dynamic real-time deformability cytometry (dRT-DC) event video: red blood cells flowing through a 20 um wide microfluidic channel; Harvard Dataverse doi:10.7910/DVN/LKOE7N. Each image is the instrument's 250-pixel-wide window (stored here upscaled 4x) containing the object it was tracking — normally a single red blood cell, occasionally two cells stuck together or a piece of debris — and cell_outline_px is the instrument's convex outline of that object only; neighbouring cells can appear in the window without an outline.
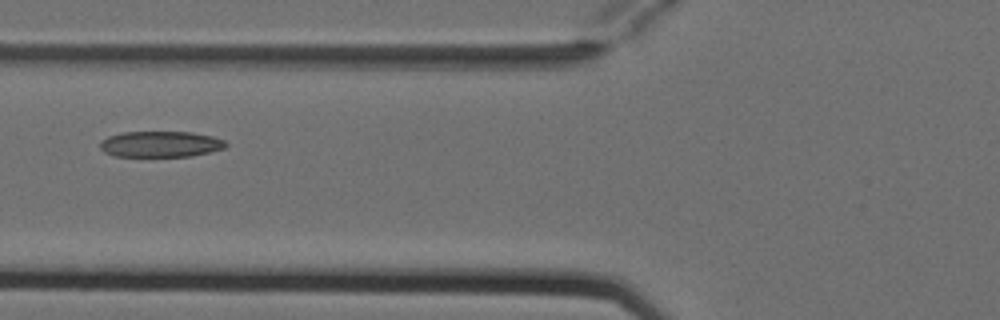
{"species": "Egyptian fruit bat (a non-hibernating species)", "species_latin": "Rousettus aegyptiacus", "temperature_condition": "cold", "stored_images_in_passage": 7, "camera_frame_rate_fps": 3000, "um_per_image_px": 0.085, "animal": {"sex": "female"}, "frame": {"image": 1, "passage_image": 5, "time_ms": 1.333, "image_size_px": [1000, 320], "cell_outline_px": [[228, 144], [224, 148], [192, 156], [116, 156], [104, 152], [100, 148], [100, 140], [108, 136], [124, 132], [192, 132], [212, 136], [224, 140]], "centroid_in_image_um": [13.63, 12.25], "position_along_channel_um": 112.2, "area_um2": 18.96}}
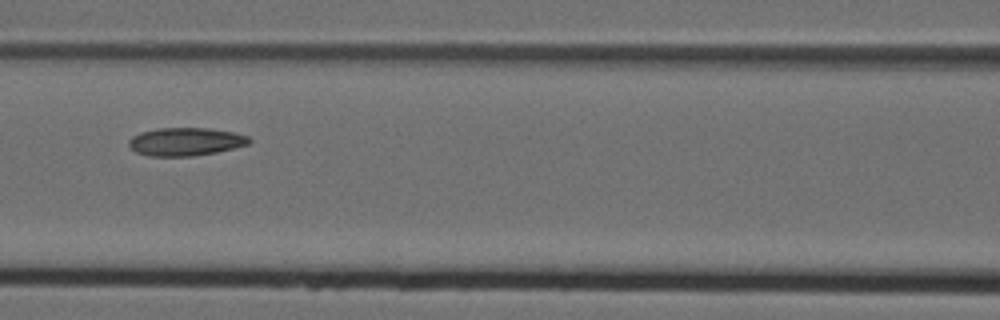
{"frame": {"image": 2, "passage_image": 6, "time_ms": 1.667, "image_size_px": [1000, 320], "cell_outline_px": [[252, 140], [248, 144], [216, 152], [192, 156], [148, 156], [136, 152], [128, 144], [128, 140], [132, 136], [140, 132], [156, 128], [208, 128], [232, 132], [248, 136]], "centroid_in_image_um": [15.74, 12.04], "position_along_channel_um": 150.9, "area_um2": 19.65}}
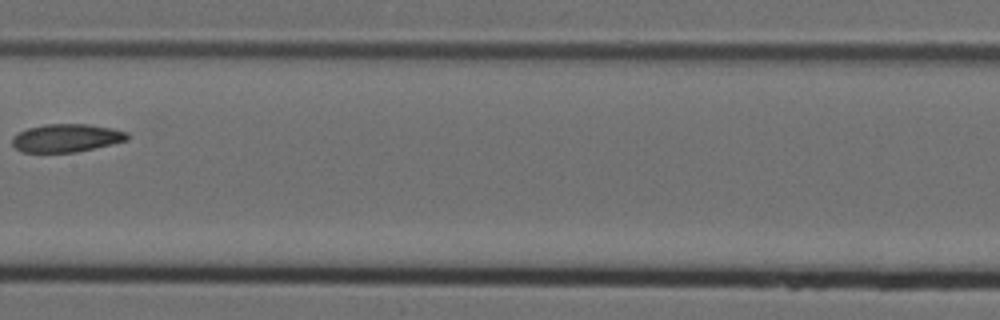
{"frame": {"image": 3, "passage_image": 7, "time_ms": 2.0, "image_size_px": [1000, 320], "cell_outline_px": [[128, 140], [112, 144], [76, 152], [20, 152], [12, 144], [12, 136], [28, 128], [44, 124], [88, 124], [112, 128], [128, 132]], "centroid_in_image_um": [5.64, 11.73], "position_along_channel_um": 201.8, "area_um2": 18.84}}